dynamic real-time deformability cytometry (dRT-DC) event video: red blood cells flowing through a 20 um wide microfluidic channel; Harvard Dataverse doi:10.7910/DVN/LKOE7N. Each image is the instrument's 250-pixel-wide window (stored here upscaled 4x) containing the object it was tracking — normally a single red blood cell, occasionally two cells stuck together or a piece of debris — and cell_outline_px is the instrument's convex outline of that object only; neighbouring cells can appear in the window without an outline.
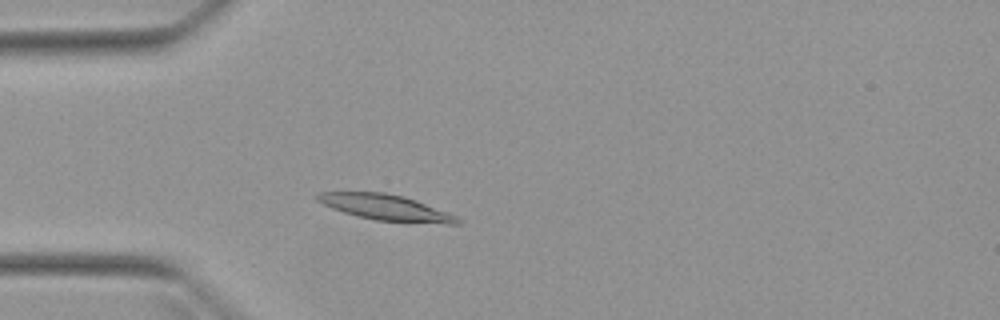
{"species": "Egyptian fruit bat (a non-hibernating species)", "species_latin": "Rousettus aegyptiacus", "temperature_condition": "warm", "stored_images_in_passage": 3, "camera_frame_rate_fps": 3000, "um_per_image_px": 0.085, "animal": {"sex": "female"}, "frame": {"image": 1, "passage_image": 3, "time_ms": 2.333, "image_size_px": [1000, 320], "cell_outline_px": [[460, 224], [448, 224], [376, 220], [356, 216], [332, 208], [316, 200], [316, 196], [320, 192], [384, 192], [404, 196], [456, 216], [460, 220]], "centroid_in_image_um": [32.76, 17.63], "position_along_channel_um": 52.2, "area_um2": 20.63}}